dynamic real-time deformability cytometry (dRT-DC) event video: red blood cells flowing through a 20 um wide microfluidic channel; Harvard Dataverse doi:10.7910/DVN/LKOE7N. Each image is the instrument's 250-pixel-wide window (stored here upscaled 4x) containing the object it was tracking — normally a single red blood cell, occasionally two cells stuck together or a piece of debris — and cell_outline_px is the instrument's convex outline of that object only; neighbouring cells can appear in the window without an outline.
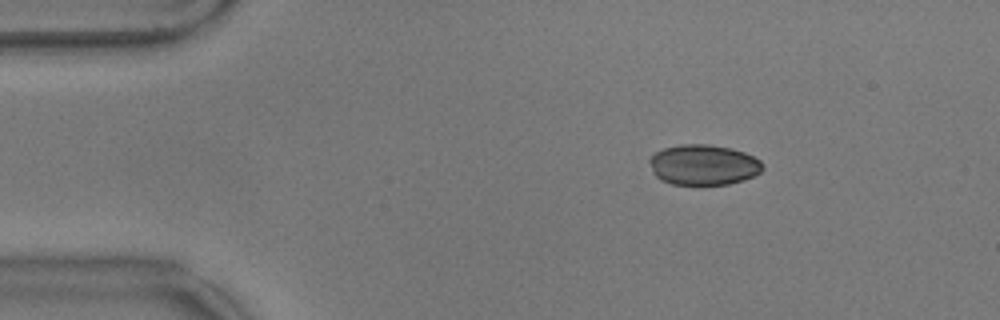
{"species": "common noctule bat (a hibernating species)", "species_latin": "Nyctalus noctula", "temperature_condition": "warm", "stored_images_in_passage": 57, "camera_frame_rate_fps": 3000, "um_per_image_px": 0.085, "animal": {"sex": "male", "body_mass_g": 17.9}, "frame": {"image": 1, "passage_image": 9, "time_ms": 2.667, "image_size_px": [1000, 320], "cell_outline_px": [[764, 168], [760, 172], [752, 176], [728, 184], [672, 184], [660, 180], [652, 172], [648, 160], [656, 152], [664, 148], [680, 144], [708, 144], [732, 148], [744, 152], [760, 160]], "centroid_in_image_um": [59.77, 14.0], "position_along_channel_um": 25.2, "area_um2": 26.59}}
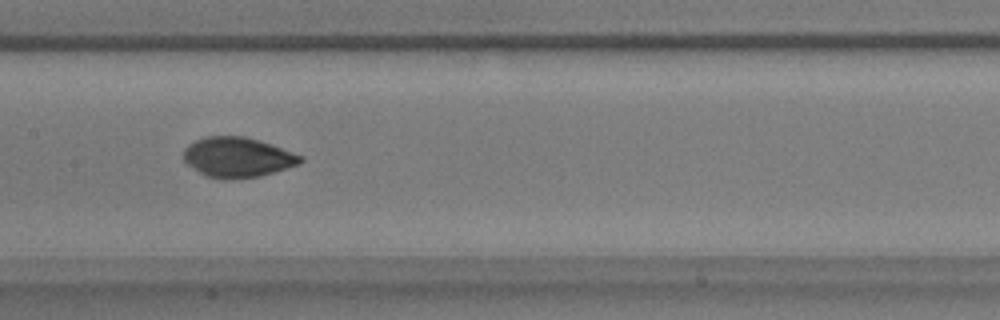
{"frame": {"image": 2, "passage_image": 28, "time_ms": 9.0, "image_size_px": [1000, 320], "cell_outline_px": [[304, 160], [296, 164], [260, 176], [208, 176], [200, 172], [188, 164], [184, 160], [184, 148], [188, 144], [204, 136], [244, 136], [304, 156]], "centroid_in_image_um": [20.16, 13.31], "position_along_channel_um": 187.2, "area_um2": 26.01}}
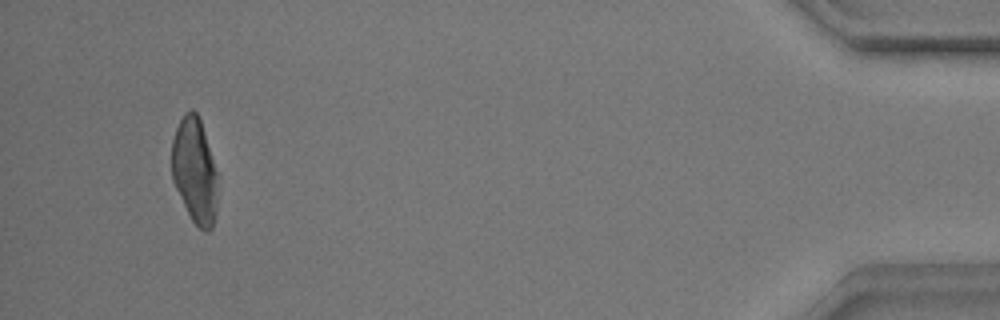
{"frame": {"image": 3, "passage_image": 54, "time_ms": 17.667, "image_size_px": [1000, 320], "cell_outline_px": [[216, 212], [212, 228], [208, 232], [204, 232], [192, 220], [172, 180], [172, 140], [176, 128], [184, 112], [192, 108], [196, 112], [200, 120], [204, 132], [216, 172]], "centroid_in_image_um": [16.53, 14.5], "position_along_channel_um": 418.7, "area_um2": 27.69}, "authors_computed_cell_mechanics": {"area_um2": 27.5706, "velocity_mm_per_s": 3.5391, "shape_relaxation_time_tau1_ms": 4.4217, "shape_relaxation_time_tau2_ms": 1.3302, "deformation_change_tau1": 0.0795, "deformation_change_tau2": 0.0331}}